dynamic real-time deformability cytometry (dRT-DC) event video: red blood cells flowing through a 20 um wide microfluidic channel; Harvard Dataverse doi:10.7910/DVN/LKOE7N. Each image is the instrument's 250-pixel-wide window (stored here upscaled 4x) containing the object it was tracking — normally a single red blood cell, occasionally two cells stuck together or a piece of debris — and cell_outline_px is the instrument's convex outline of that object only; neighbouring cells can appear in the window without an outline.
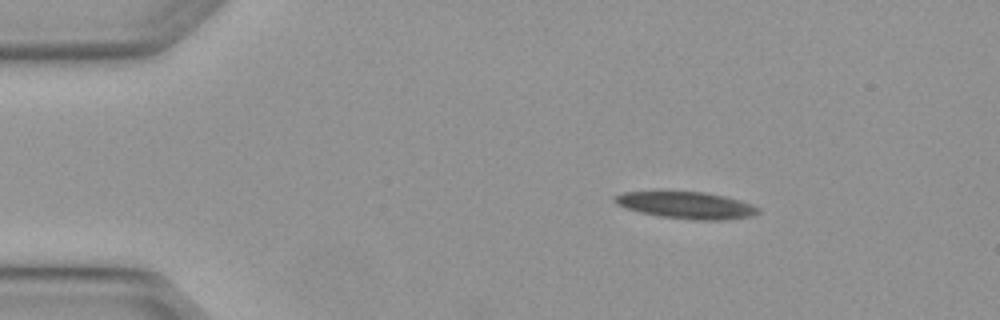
{"species": "Egyptian fruit bat (a non-hibernating species)", "species_latin": "Rousettus aegyptiacus", "temperature_condition": "warm", "stored_images_in_passage": 3, "camera_frame_rate_fps": 3000, "um_per_image_px": 0.085, "animal": {"sex": "female"}, "frame": {"image": 1, "passage_image": 1, "time_ms": 0.0, "image_size_px": [1000, 320], "cell_outline_px": [[760, 212], [752, 216], [728, 220], [692, 220], [660, 216], [640, 212], [624, 208], [616, 204], [616, 196], [624, 192], [704, 192], [724, 196], [740, 200], [752, 204], [760, 208]], "centroid_in_image_um": [58.41, 17.46], "position_along_channel_um": 26.6, "area_um2": 22.37}}
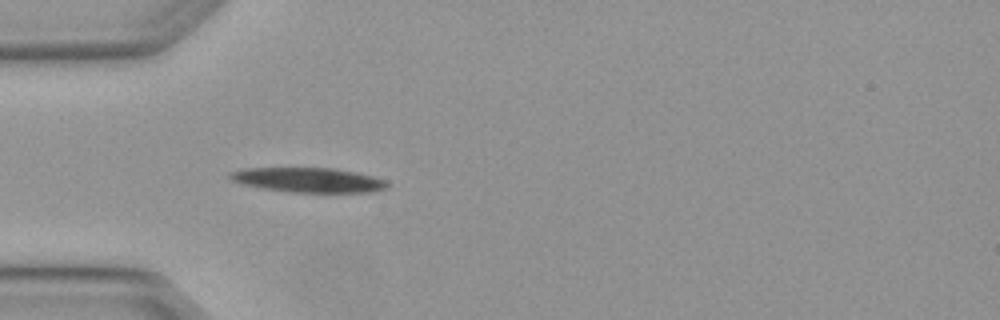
{"frame": {"image": 2, "passage_image": 3, "time_ms": 0.667, "image_size_px": [1000, 320], "cell_outline_px": [[388, 184], [384, 188], [368, 192], [292, 192], [264, 188], [244, 184], [232, 180], [228, 176], [228, 172], [244, 168], [332, 168], [356, 172], [388, 180]], "centroid_in_image_um": [26.2, 15.29], "position_along_channel_um": 58.8, "area_um2": 22.37}}